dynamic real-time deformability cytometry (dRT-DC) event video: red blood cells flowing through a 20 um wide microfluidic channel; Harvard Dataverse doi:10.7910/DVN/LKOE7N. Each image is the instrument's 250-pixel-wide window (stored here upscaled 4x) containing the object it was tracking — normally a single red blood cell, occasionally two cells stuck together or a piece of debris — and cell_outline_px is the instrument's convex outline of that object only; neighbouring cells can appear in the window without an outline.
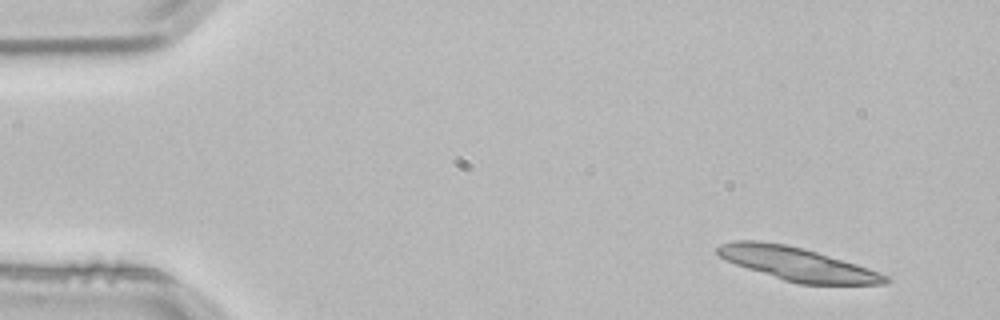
{"species": "common noctule bat (a hibernating species)", "species_latin": "Nyctalus noctula", "temperature_condition": "room temperature", "stored_images_in_passage": 3, "camera_frame_rate_fps": 3000, "um_per_image_px": 0.085, "animal": {"sex": "male", "body_mass_g": 21.5, "forearm_length_mm": 52.0}, "frame": {"image": 1, "passage_image": 1, "time_ms": 0.0, "image_size_px": [1000, 320], "cell_outline_px": [[892, 280], [884, 284], [800, 284], [784, 280], [736, 264], [720, 256], [716, 252], [716, 248], [720, 244], [736, 240], [760, 240], [784, 244], [816, 252], [856, 264], [880, 272], [888, 276]], "centroid_in_image_um": [67.78, 22.43], "position_along_channel_um": 17.2, "area_um2": 32.08}}